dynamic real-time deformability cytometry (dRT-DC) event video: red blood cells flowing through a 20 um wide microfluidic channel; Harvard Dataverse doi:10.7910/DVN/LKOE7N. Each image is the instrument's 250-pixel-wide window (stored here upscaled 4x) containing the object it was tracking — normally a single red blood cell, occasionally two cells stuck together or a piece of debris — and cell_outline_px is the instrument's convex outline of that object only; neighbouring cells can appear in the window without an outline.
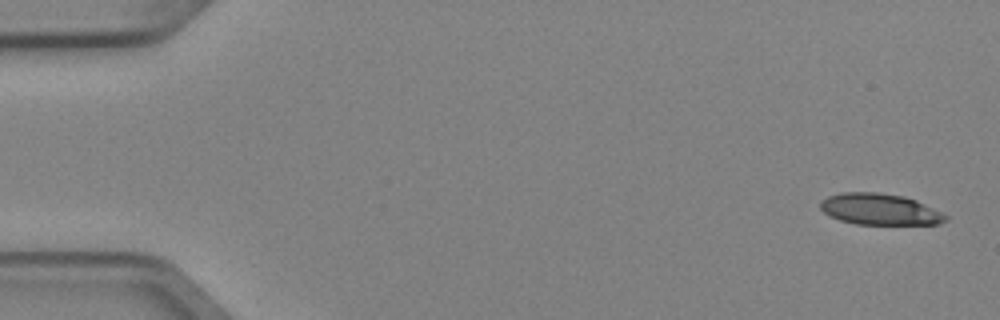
{"species": "Egyptian fruit bat (a non-hibernating species)", "species_latin": "Rousettus aegyptiacus", "temperature_condition": "cold", "stored_images_in_passage": 5, "camera_frame_rate_fps": 3000, "um_per_image_px": 0.085, "animal": {"sex": "female"}, "frame": {"image": 1, "passage_image": 1, "time_ms": 0.0, "image_size_px": [1000, 320], "cell_outline_px": [[948, 220], [940, 224], [856, 224], [840, 220], [828, 216], [820, 208], [820, 200], [828, 196], [840, 192], [880, 192], [904, 196], [916, 200], [948, 216]], "centroid_in_image_um": [74.75, 17.78], "position_along_channel_um": 10.3, "area_um2": 22.95}}